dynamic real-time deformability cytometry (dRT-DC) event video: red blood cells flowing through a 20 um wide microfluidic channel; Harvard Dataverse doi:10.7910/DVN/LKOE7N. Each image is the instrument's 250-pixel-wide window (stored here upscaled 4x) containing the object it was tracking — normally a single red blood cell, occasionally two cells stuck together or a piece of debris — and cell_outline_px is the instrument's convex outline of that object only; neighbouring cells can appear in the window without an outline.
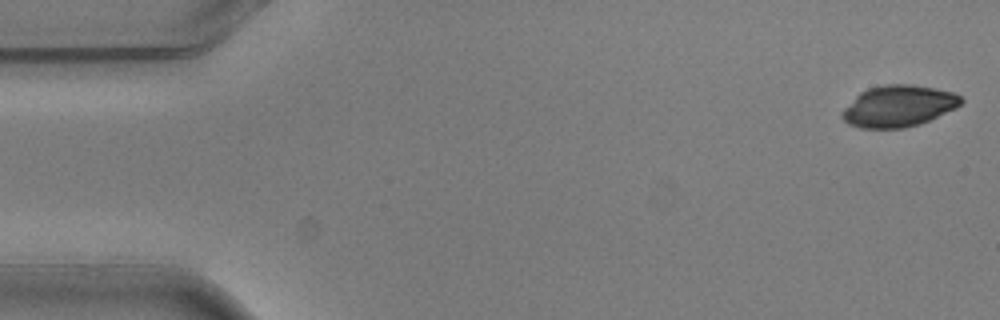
{"species": "common noctule bat (a hibernating species)", "species_latin": "Nyctalus noctula", "temperature_condition": "warm", "stored_images_in_passage": 5, "camera_frame_rate_fps": 3000, "um_per_image_px": 0.085, "animal": {"sex": "male", "body_mass_g": 20.5, "forearm_length_mm": 52.5}, "frame": {"image": 1, "passage_image": 1, "time_ms": 0.0, "image_size_px": [1000, 320], "cell_outline_px": [[964, 100], [956, 108], [920, 124], [904, 128], [860, 128], [848, 124], [840, 116], [840, 112], [860, 92], [868, 88], [884, 84], [912, 84], [936, 88], [956, 92]], "centroid_in_image_um": [76.37, 9.01], "position_along_channel_um": 8.6, "area_um2": 28.96}}